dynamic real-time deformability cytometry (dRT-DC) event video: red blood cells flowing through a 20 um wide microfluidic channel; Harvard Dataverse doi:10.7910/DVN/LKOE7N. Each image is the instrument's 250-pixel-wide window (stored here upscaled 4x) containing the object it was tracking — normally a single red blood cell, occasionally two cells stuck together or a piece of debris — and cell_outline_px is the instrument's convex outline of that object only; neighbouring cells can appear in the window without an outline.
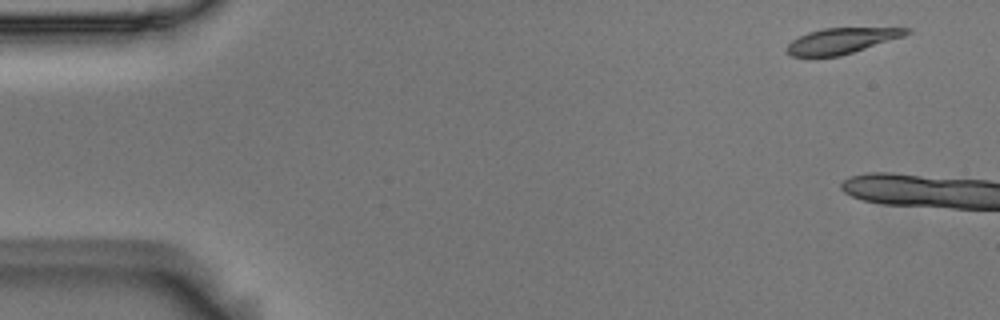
{"species": "Egyptian fruit bat (a non-hibernating species)", "species_latin": "Rousettus aegyptiacus", "temperature_condition": "room temperature", "stored_images_in_passage": 10, "camera_frame_rate_fps": 3000, "um_per_image_px": 0.085, "animal": {"sex": "male"}, "frame": {"image": 1, "passage_image": 4, "time_ms": 1.0, "image_size_px": [1000, 320], "cell_outline_px": [[912, 32], [904, 36], [840, 56], [792, 56], [788, 52], [788, 44], [792, 40], [808, 32], [824, 28], [912, 28]], "centroid_in_image_um": [71.57, 3.46], "position_along_channel_um": 13.4, "area_um2": 17.57}}